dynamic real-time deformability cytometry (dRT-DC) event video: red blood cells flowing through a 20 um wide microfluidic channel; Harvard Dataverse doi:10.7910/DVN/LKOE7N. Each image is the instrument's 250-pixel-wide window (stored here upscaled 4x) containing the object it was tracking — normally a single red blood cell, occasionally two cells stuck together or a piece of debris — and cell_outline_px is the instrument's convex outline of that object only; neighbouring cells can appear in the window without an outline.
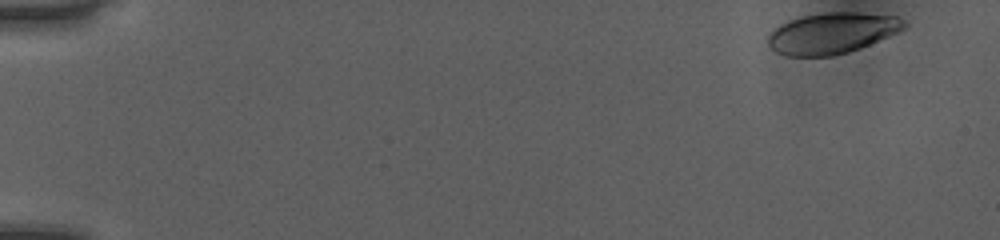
{"species": "human", "species_latin": "Homo sapiens", "temperature_condition": "room temperature", "stored_images_in_passage": 44, "camera_frame_rate_fps": 3000, "um_per_image_px": 0.085, "donor": {"sex": "female"}, "frame": {"image": 1, "passage_image": 1, "time_ms": 0.0, "image_size_px": [1000, 240], "cell_outline_px": [[908, 24], [904, 28], [888, 36], [860, 48], [848, 52], [832, 56], [788, 56], [776, 52], [768, 44], [768, 36], [780, 24], [788, 20], [800, 16], [828, 12], [856, 12], [896, 16], [904, 20]], "centroid_in_image_um": [70.71, 2.81], "position_along_channel_um": 14.3, "area_um2": 32.37}}
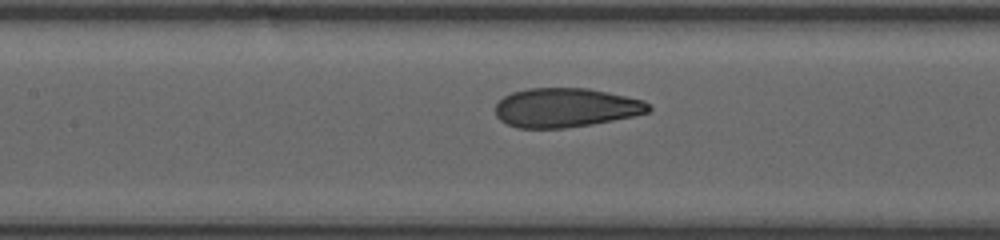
{"frame": {"image": 2, "passage_image": 23, "time_ms": 7.333, "image_size_px": [1000, 240], "cell_outline_px": [[652, 108], [648, 112], [636, 116], [592, 124], [564, 128], [516, 128], [500, 120], [496, 116], [496, 104], [504, 96], [512, 92], [528, 88], [588, 88], [608, 92], [644, 100]], "centroid_in_image_um": [48.1, 9.15], "position_along_channel_um": 159.3, "area_um2": 35.08}}
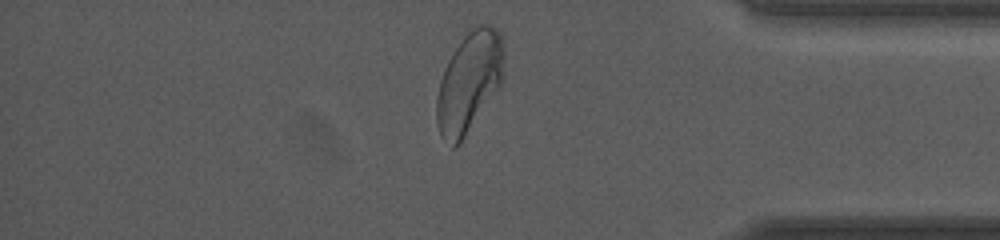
{"frame": {"image": 3, "passage_image": 42, "time_ms": 13.667, "image_size_px": [1000, 240], "cell_outline_px": [[504, 80], [460, 144], [456, 148], [452, 148], [440, 136], [436, 120], [436, 96], [440, 80], [444, 68], [448, 60], [464, 36], [472, 28], [480, 24], [488, 24], [496, 28], [500, 32], [504, 44]], "centroid_in_image_um": [39.89, 7.0], "position_along_channel_um": 395.3, "area_um2": 39.82}, "authors_computed_cell_mechanics": {"area_um2": 35.1135, "velocity_mm_per_s": 4.0442, "shape_relaxation_time_tau1_ms": 3.4975, "shape_relaxation_time_tau2_ms": null, "deformation_change_tau1": 0.1438, "deformation_change_tau2": null}}